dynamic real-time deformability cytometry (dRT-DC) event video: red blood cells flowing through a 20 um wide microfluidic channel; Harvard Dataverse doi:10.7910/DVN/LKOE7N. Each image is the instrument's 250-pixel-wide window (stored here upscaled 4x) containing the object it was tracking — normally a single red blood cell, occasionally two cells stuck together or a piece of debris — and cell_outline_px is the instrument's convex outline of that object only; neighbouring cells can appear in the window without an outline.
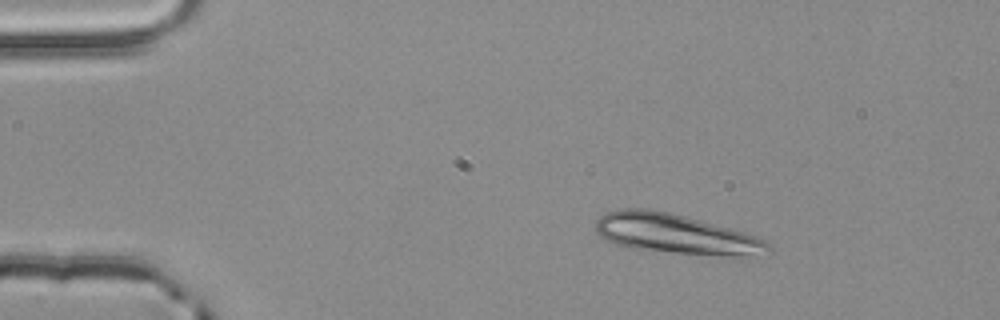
{"species": "common noctule bat (a hibernating species)", "species_latin": "Nyctalus noctula", "temperature_condition": "room temperature", "stored_images_in_passage": 2, "camera_frame_rate_fps": 3000, "um_per_image_px": 0.085, "animal": {"sex": "male", "body_mass_g": 20.4}, "frame": {"image": 1, "passage_image": 1, "time_ms": 0.0, "image_size_px": [1000, 320], "cell_outline_px": [[772, 252], [748, 260], [732, 260], [628, 248], [616, 244], [600, 236], [596, 232], [596, 220], [604, 212], [616, 208], [648, 208], [668, 212], [684, 216], [744, 232], [756, 236], [764, 240], [772, 248]], "centroid_in_image_um": [57.58, 19.97], "position_along_channel_um": 27.4, "area_um2": 42.02}}